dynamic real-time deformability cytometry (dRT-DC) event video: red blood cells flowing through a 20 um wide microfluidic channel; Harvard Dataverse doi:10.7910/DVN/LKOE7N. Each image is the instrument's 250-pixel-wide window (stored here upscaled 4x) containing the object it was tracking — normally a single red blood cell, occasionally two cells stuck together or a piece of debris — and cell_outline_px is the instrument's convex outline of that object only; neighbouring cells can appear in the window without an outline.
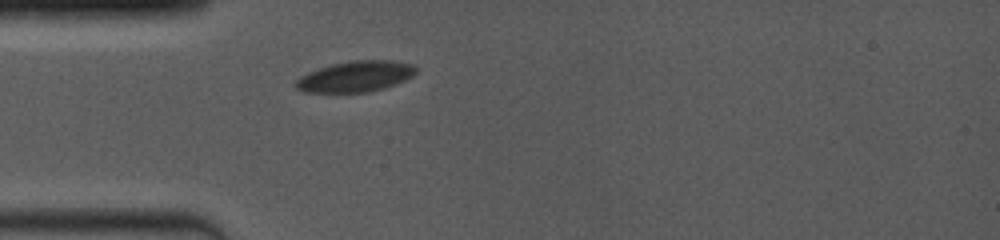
{"species": "common noctule bat (a hibernating species)", "species_latin": "Nyctalus noctula", "temperature_condition": "room temperature", "stored_images_in_passage": 29, "camera_frame_rate_fps": 4000, "um_per_image_px": 0.085, "animal": {"sex": "female", "body_mass_g": 19.0, "forearm_length_mm": 53.3}, "frame": {"image": 1, "passage_image": 1, "time_ms": 0.0, "image_size_px": [1000, 240], "cell_outline_px": [[416, 72], [412, 76], [404, 80], [384, 88], [368, 92], [304, 92], [296, 88], [296, 80], [300, 76], [308, 72], [332, 64], [352, 60], [392, 60], [412, 64], [416, 68]], "centroid_in_image_um": [30.22, 6.49], "position_along_channel_um": 54.8, "area_um2": 21.44}}
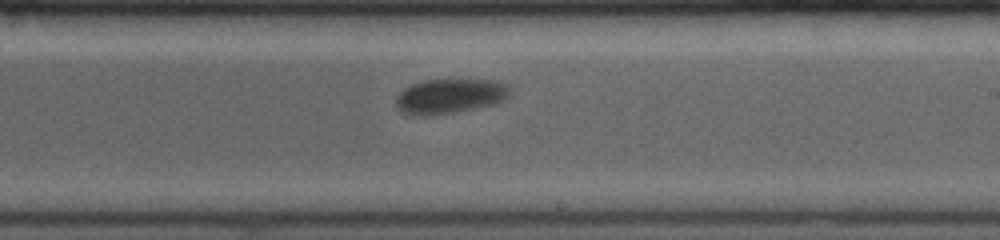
{"frame": {"image": 2, "passage_image": 13, "time_ms": 5.25, "image_size_px": [1000, 240], "cell_outline_px": [[512, 92], [504, 100], [496, 104], [452, 112], [428, 116], [412, 116], [400, 112], [396, 108], [396, 96], [404, 88], [420, 80], [496, 80], [504, 84]], "centroid_in_image_um": [38.18, 8.18], "position_along_channel_um": 250.8, "area_um2": 23.24}}
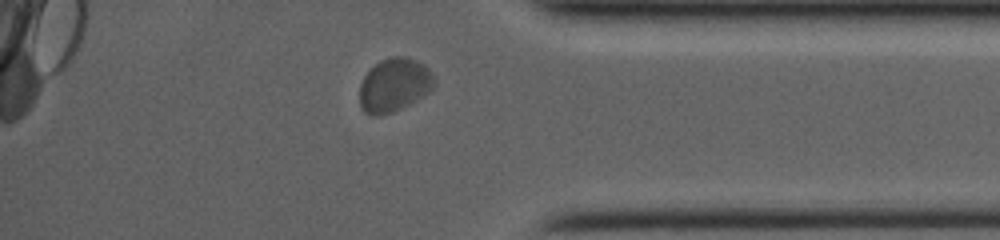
{"frame": {"image": 3, "passage_image": 25, "time_ms": 9.25, "image_size_px": [1000, 240], "cell_outline_px": [[436, 84], [428, 92], [416, 100], [392, 112], [376, 116], [372, 116], [364, 112], [360, 108], [360, 84], [364, 76], [380, 60], [392, 56], [404, 56], [416, 60], [424, 64], [428, 68]], "centroid_in_image_um": [33.49, 7.22], "position_along_channel_um": 401.7, "area_um2": 23.12}, "authors_computed_cell_mechanics": {"area_um2": 23.12, "velocity_mm_per_s": 3.864, "shape_relaxation_time_tau1_ms": 1.1399, "shape_relaxation_time_tau2_ms": null, "deformation_change_tau1": 0.0503, "deformation_change_tau2": null}}